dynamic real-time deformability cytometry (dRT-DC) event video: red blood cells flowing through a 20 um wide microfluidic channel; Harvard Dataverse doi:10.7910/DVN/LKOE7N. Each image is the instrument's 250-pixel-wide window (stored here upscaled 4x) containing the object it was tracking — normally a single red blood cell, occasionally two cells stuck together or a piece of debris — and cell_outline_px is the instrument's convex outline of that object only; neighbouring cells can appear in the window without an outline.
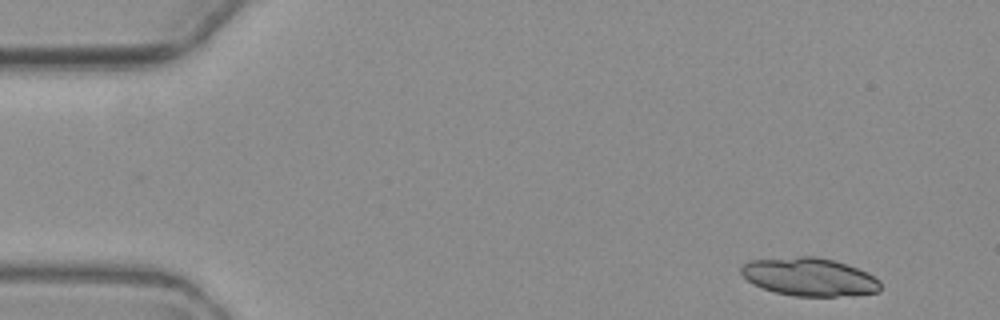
{"species": "common noctule bat (a hibernating species)", "species_latin": "Nyctalus noctula", "temperature_condition": "warm", "stored_images_in_passage": 8, "segment_of_instrument_passage": [1, 2], "camera_frame_rate_fps": 3000, "um_per_image_px": 0.085, "animal": {"sex": "female", "body_mass_g": 19.3, "forearm_length_mm": 54.1}, "frame": {"image": 1, "passage_image": 1, "time_ms": 0.0, "image_size_px": [1000, 320], "cell_outline_px": [[880, 292], [836, 296], [792, 296], [776, 292], [752, 284], [740, 272], [740, 268], [748, 260], [800, 256], [816, 256], [848, 264], [868, 272], [880, 280]], "centroid_in_image_um": [68.8, 23.53], "position_along_channel_um": 16.2, "area_um2": 31.04}}